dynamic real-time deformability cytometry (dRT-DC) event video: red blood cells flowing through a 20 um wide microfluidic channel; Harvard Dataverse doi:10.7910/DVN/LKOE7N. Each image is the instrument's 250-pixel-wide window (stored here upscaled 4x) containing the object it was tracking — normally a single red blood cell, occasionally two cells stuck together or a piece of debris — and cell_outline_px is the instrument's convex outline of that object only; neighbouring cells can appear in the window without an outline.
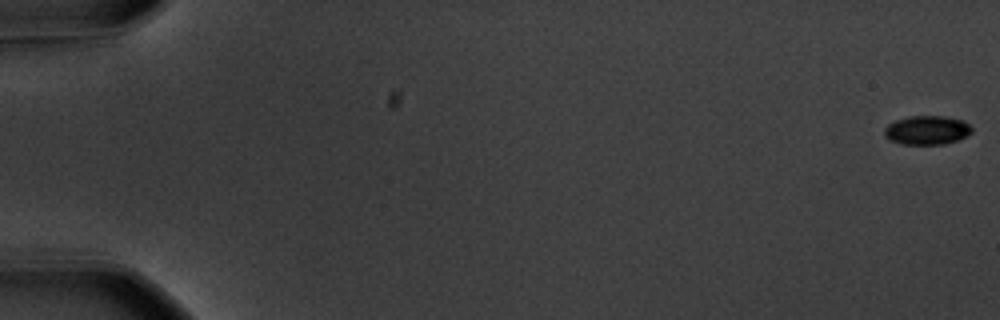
{"species": "common noctule bat (a hibernating species)", "species_latin": "Nyctalus noctula", "temperature_condition": "warm", "stored_images_in_passage": 58, "camera_frame_rate_fps": 3000, "um_per_image_px": 0.085, "animal": {"sex": "male", "body_mass_g": 20.1, "forearm_length_mm": 53.5}, "frame": {"image": 1, "passage_image": 1, "time_ms": 0.0, "image_size_px": [1000, 320], "cell_outline_px": [[972, 132], [968, 136], [944, 144], [904, 144], [888, 140], [884, 136], [884, 128], [888, 124], [896, 120], [908, 116], [944, 116], [964, 120], [972, 128]], "centroid_in_image_um": [78.78, 11.06], "position_along_channel_um": 6.2, "area_um2": 14.85}}
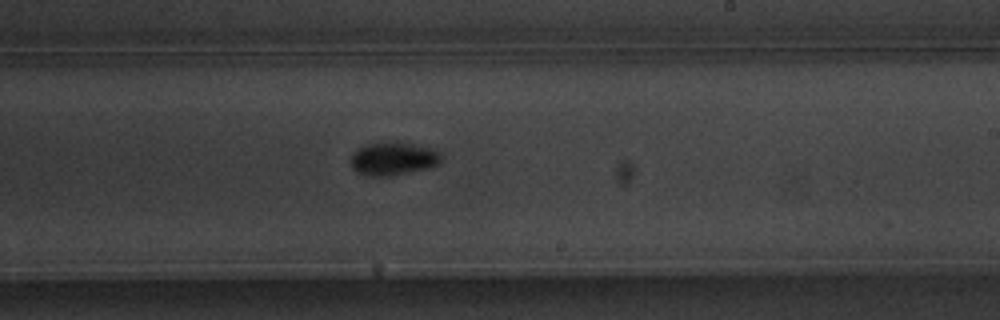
{"frame": {"image": 2, "passage_image": 36, "time_ms": 11.667, "image_size_px": [1000, 320], "cell_outline_px": [[440, 160], [436, 164], [428, 168], [388, 176], [372, 176], [356, 172], [352, 168], [352, 152], [356, 148], [364, 144], [380, 140], [396, 140], [432, 148], [440, 152]], "centroid_in_image_um": [33.37, 13.43], "position_along_channel_um": 255.6, "area_um2": 17.86}}
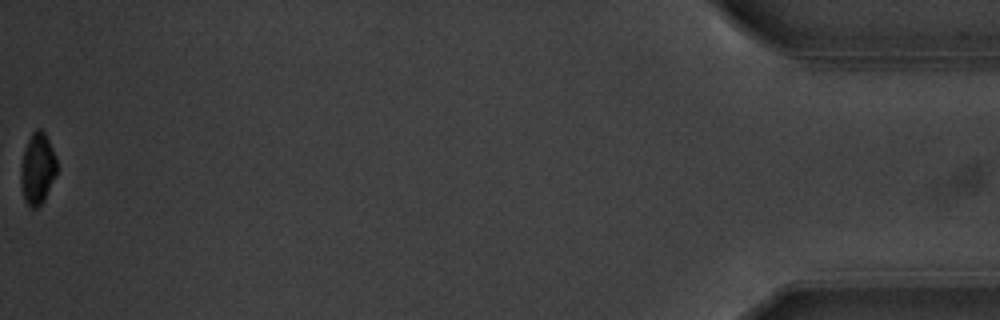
{"frame": {"image": 3, "passage_image": 58, "time_ms": 19.0, "image_size_px": [1000, 320], "cell_outline_px": [[56, 172], [44, 200], [36, 208], [32, 208], [24, 200], [20, 180], [24, 152], [28, 140], [32, 132], [36, 128], [40, 128], [44, 132], [48, 140], [56, 160]], "centroid_in_image_um": [3.18, 14.34], "position_along_channel_um": 432.0, "area_um2": 14.45}, "authors_computed_cell_mechanics": {"area_um2": 15.8661, "velocity_mm_per_s": 3.6343, "shape_relaxation_time_tau1_ms": 2.3009, "shape_relaxation_time_tau2_ms": null, "deformation_change_tau1": 0.103, "deformation_change_tau2": null}}